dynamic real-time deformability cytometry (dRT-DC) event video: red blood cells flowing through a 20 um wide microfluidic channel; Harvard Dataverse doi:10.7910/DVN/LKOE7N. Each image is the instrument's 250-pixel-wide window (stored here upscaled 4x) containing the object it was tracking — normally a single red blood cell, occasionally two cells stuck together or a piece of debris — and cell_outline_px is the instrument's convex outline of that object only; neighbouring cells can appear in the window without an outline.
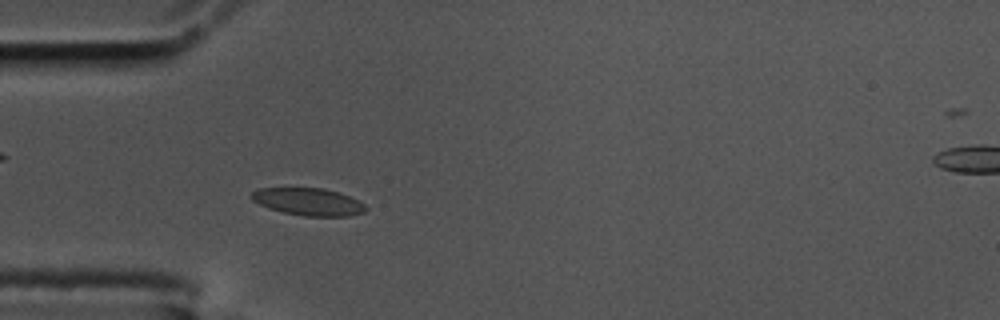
{"species": "common noctule bat (a hibernating species)", "species_latin": "Nyctalus noctula", "temperature_condition": "cold", "stored_images_in_passage": 5, "camera_frame_rate_fps": 3000, "um_per_image_px": 0.085, "animal": {"sex": "male", "body_mass_g": 17.5, "forearm_length_mm": 52.3}, "frame": {"image": 1, "passage_image": 1, "time_ms": 0.0, "image_size_px": [1000, 320], "cell_outline_px": [[368, 208], [364, 212], [348, 216], [304, 216], [284, 212], [268, 208], [252, 200], [248, 196], [252, 192], [260, 188], [324, 188], [348, 196], [364, 204]], "centroid_in_image_um": [26.18, 17.15], "position_along_channel_um": 58.8, "area_um2": 18.09}}
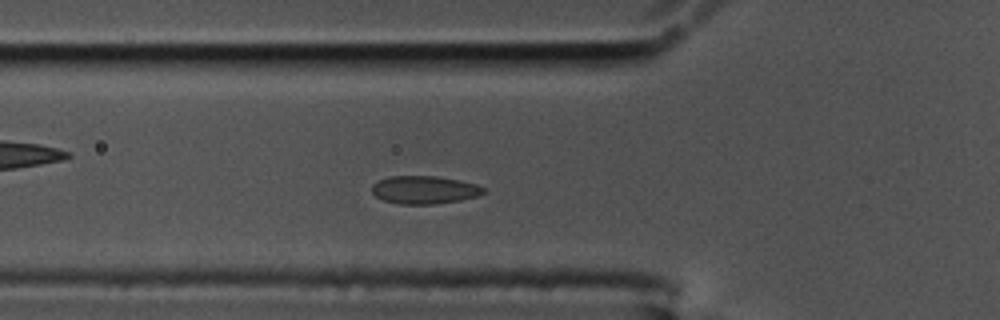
{"frame": {"image": 2, "passage_image": 4, "time_ms": 1.0, "image_size_px": [1000, 320], "cell_outline_px": [[484, 192], [476, 196], [460, 200], [436, 204], [400, 204], [384, 200], [376, 196], [372, 192], [372, 184], [388, 176], [436, 176], [476, 184], [484, 188]], "centroid_in_image_um": [36.04, 16.14], "position_along_channel_um": 89.8, "area_um2": 17.98}}